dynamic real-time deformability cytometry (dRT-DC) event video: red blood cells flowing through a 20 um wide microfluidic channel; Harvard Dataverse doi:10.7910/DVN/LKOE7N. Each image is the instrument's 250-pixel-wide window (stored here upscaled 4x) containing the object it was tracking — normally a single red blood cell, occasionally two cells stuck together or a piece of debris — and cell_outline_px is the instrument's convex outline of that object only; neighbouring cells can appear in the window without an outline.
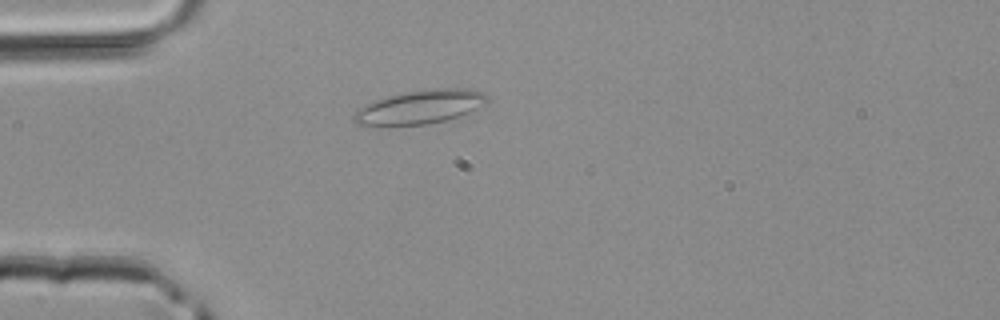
{"species": "common noctule bat (a hibernating species)", "species_latin": "Nyctalus noctula", "temperature_condition": "room temperature", "stored_images_in_passage": 38, "camera_frame_rate_fps": 3000, "um_per_image_px": 0.085, "animal": {"sex": "male", "body_mass_g": 20.4}, "frame": {"image": 1, "passage_image": 5, "time_ms": 1.333, "image_size_px": [1000, 320], "cell_outline_px": [[488, 100], [484, 104], [472, 112], [460, 116], [428, 124], [356, 124], [352, 120], [352, 116], [356, 108], [364, 104], [388, 96], [404, 92], [428, 88], [468, 88], [484, 92], [488, 96]], "centroid_in_image_um": [35.74, 9.06], "position_along_channel_um": 49.3, "area_um2": 26.24}}
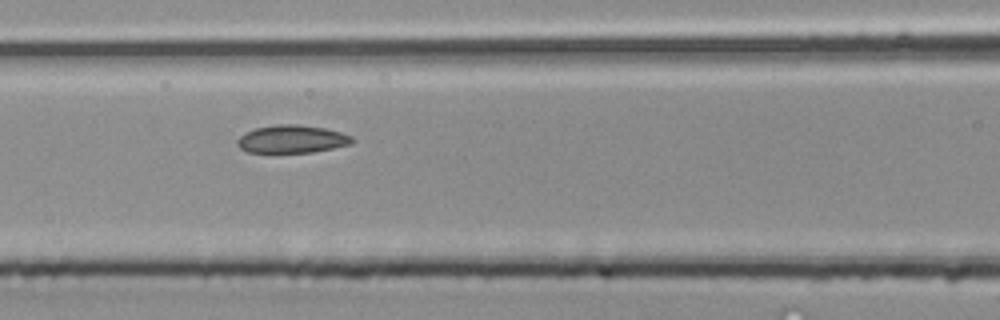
{"frame": {"image": 2, "passage_image": 12, "time_ms": 3.667, "image_size_px": [1000, 320], "cell_outline_px": [[356, 140], [352, 144], [312, 152], [248, 152], [240, 148], [236, 144], [236, 140], [240, 136], [256, 128], [276, 124], [300, 124], [324, 128], [340, 132], [352, 136]], "centroid_in_image_um": [24.84, 11.82], "position_along_channel_um": 141.8, "area_um2": 18.61}}
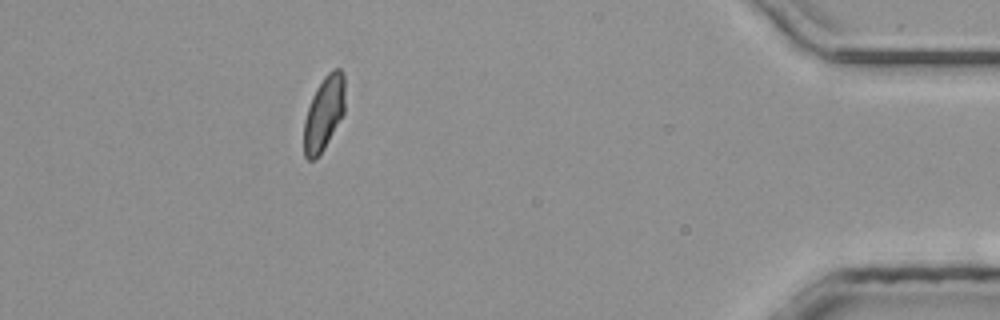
{"frame": {"image": 3, "passage_image": 33, "time_ms": 10.667, "image_size_px": [1000, 320], "cell_outline_px": [[344, 112], [324, 148], [316, 160], [308, 160], [304, 156], [304, 120], [312, 96], [316, 88], [324, 76], [332, 68], [340, 68], [344, 72]], "centroid_in_image_um": [27.53, 9.61], "position_along_channel_um": 407.7, "area_um2": 17.74}}